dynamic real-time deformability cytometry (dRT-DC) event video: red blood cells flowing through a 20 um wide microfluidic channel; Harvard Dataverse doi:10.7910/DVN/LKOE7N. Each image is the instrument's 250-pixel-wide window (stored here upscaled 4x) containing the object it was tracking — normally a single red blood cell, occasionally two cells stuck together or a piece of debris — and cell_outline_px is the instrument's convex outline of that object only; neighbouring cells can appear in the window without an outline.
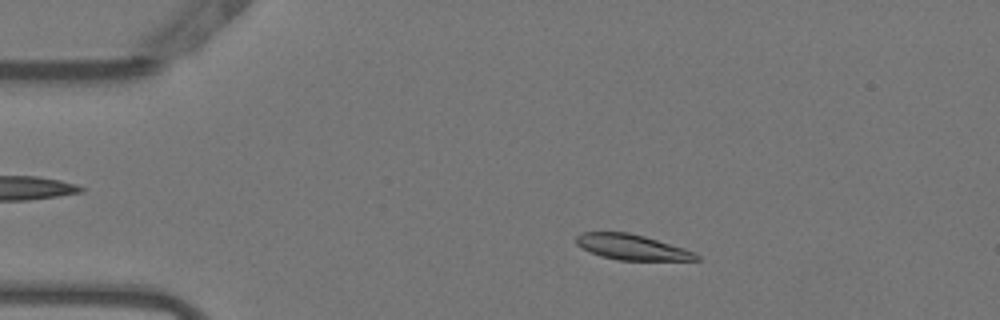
{"species": "Egyptian fruit bat (a non-hibernating species)", "species_latin": "Rousettus aegyptiacus", "temperature_condition": "warm", "stored_images_in_passage": 52, "camera_frame_rate_fps": 3000, "um_per_image_px": 0.085, "animal": {"sex": "female"}, "frame": {"image": 1, "passage_image": 9, "time_ms": 2.667, "image_size_px": [1000, 320], "cell_outline_px": [[700, 260], [616, 260], [600, 256], [576, 244], [576, 236], [580, 232], [628, 232], [644, 236], [684, 248], [696, 252], [700, 256]], "centroid_in_image_um": [53.73, 21.01], "position_along_channel_um": 31.3, "area_um2": 17.74}}
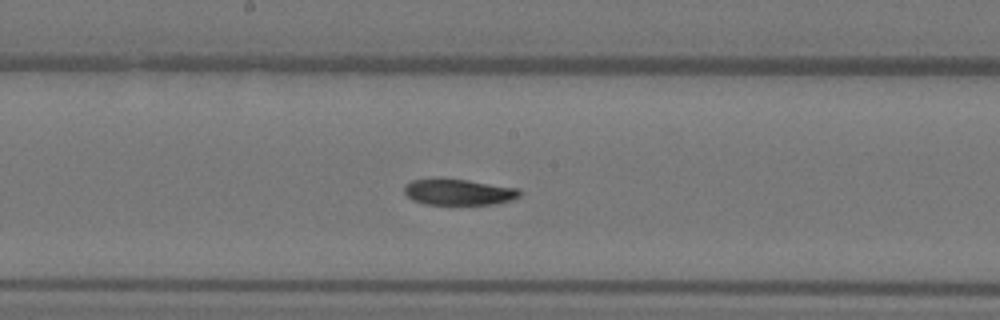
{"frame": {"image": 2, "passage_image": 27, "time_ms": 8.667, "image_size_px": [1000, 320], "cell_outline_px": [[524, 192], [520, 196], [512, 200], [496, 204], [424, 204], [412, 200], [404, 192], [404, 184], [412, 180], [468, 180], [520, 188]], "centroid_in_image_um": [39.06, 16.34], "position_along_channel_um": 209.1, "area_um2": 17.4}}
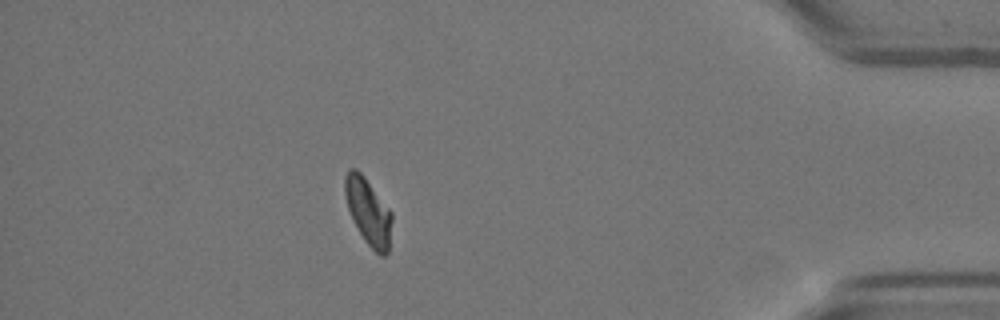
{"frame": {"image": 3, "passage_image": 46, "time_ms": 15.0, "image_size_px": [1000, 320], "cell_outline_px": [[392, 220], [388, 252], [384, 256], [380, 256], [364, 240], [352, 220], [348, 208], [344, 192], [344, 176], [348, 168], [356, 168], [364, 176], [392, 212]], "centroid_in_image_um": [31.29, 17.96], "position_along_channel_um": 403.9, "area_um2": 18.26}, "authors_computed_cell_mechanics": {"area_um2": 18.3515, "velocity_mm_per_s": 3.8008, "shape_relaxation_time_tau1_ms": 6.8253, "shape_relaxation_time_tau2_ms": null, "deformation_change_tau1": 0.1837, "deformation_change_tau2": null}}